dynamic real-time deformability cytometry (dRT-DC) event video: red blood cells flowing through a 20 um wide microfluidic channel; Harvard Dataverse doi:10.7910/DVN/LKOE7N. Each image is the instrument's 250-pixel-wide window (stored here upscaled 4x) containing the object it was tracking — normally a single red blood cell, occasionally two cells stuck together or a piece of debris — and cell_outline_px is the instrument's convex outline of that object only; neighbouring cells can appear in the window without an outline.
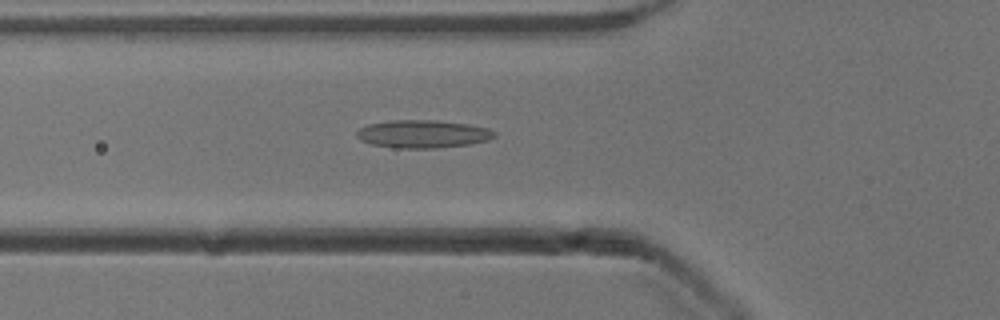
{"species": "common noctule bat (a hibernating species)", "species_latin": "Nyctalus noctula", "temperature_condition": "cold", "stored_images_in_passage": 40, "camera_frame_rate_fps": 3000, "um_per_image_px": 0.085, "animal": {"sex": "male", "body_mass_g": 13.3}, "frame": {"image": 1, "passage_image": 13, "time_ms": 4.0, "image_size_px": [1000, 320], "cell_outline_px": [[496, 136], [488, 140], [468, 144], [436, 148], [396, 148], [372, 144], [360, 140], [356, 136], [356, 132], [360, 128], [368, 124], [392, 120], [432, 120], [468, 124], [488, 128], [496, 132]], "centroid_in_image_um": [35.93, 11.39], "position_along_channel_um": 89.9, "area_um2": 22.31}}
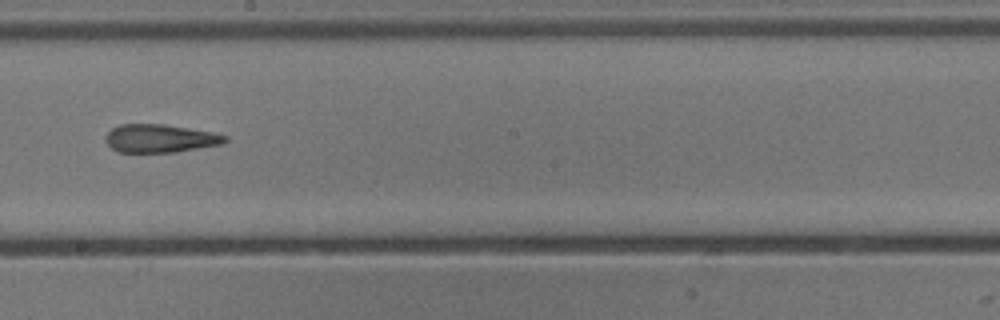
{"frame": {"image": 2, "passage_image": 24, "time_ms": 7.667, "image_size_px": [1000, 320], "cell_outline_px": [[228, 140], [224, 144], [176, 152], [120, 152], [112, 148], [108, 144], [104, 136], [112, 128], [120, 124], [164, 124], [212, 132], [228, 136]], "centroid_in_image_um": [13.63, 11.76], "position_along_channel_um": 234.6, "area_um2": 19.65}}
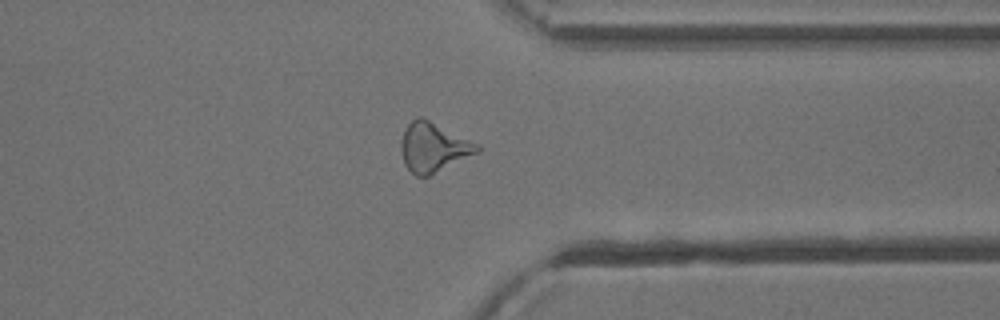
{"frame": {"image": 3, "passage_image": 35, "time_ms": 11.333, "image_size_px": [1000, 320], "cell_outline_px": [[480, 152], [428, 176], [416, 176], [404, 164], [400, 152], [400, 140], [404, 128], [416, 116], [420, 116], [480, 144]], "centroid_in_image_um": [36.82, 12.51], "position_along_channel_um": 374.6, "area_um2": 22.02}, "authors_computed_cell_mechanics": {"area_um2": 20.9236, "velocity_mm_per_s": 3.9172, "shape_relaxation_time_tau1_ms": null, "shape_relaxation_time_tau2_ms": 6.3162, "deformation_change_tau1": null, "deformation_change_tau2": 0.2105}}